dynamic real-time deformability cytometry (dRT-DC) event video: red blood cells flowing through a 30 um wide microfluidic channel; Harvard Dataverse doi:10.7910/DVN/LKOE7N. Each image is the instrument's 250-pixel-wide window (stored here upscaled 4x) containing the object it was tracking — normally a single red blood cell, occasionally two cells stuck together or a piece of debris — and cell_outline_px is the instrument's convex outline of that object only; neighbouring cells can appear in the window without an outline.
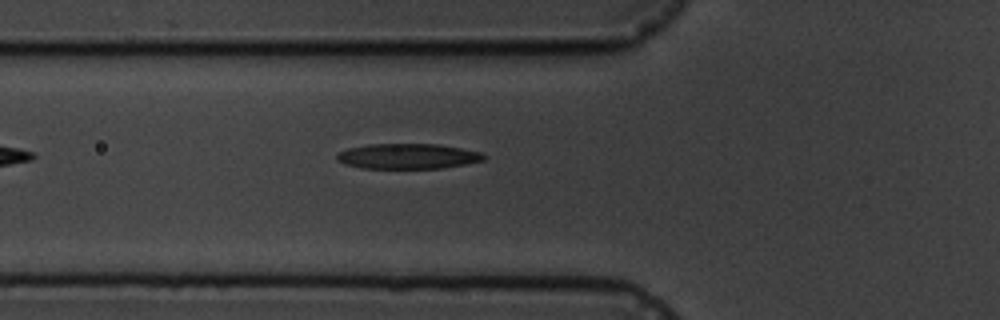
{"species": "common noctule bat (a hibernating species)", "species_latin": "Nyctalus noctula", "temperature_condition": "cold", "stored_images_in_passage": 5, "camera_frame_rate_fps": 3000, "um_per_image_px": 0.085, "animal": {"sex": "male", "body_mass_g": 19.5, "forearm_length_mm": 54.6}, "frame": {"image": 1, "passage_image": 5, "time_ms": 5.333, "image_size_px": [1000, 320], "cell_outline_px": [[484, 160], [444, 168], [360, 168], [344, 164], [336, 160], [336, 156], [340, 152], [348, 148], [368, 144], [436, 144], [484, 152]], "centroid_in_image_um": [34.64, 13.28], "position_along_channel_um": 91.2, "area_um2": 21.62}}